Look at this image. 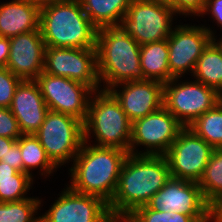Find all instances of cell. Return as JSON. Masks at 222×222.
<instances>
[{"label": "cell", "mask_w": 222, "mask_h": 222, "mask_svg": "<svg viewBox=\"0 0 222 222\" xmlns=\"http://www.w3.org/2000/svg\"><path fill=\"white\" fill-rule=\"evenodd\" d=\"M171 178L165 155L131 154L125 159L116 191L108 203L116 222H122L136 208L146 205Z\"/></svg>", "instance_id": "obj_1"}, {"label": "cell", "mask_w": 222, "mask_h": 222, "mask_svg": "<svg viewBox=\"0 0 222 222\" xmlns=\"http://www.w3.org/2000/svg\"><path fill=\"white\" fill-rule=\"evenodd\" d=\"M84 141L69 169V187L95 195L109 203L116 191L123 163L129 152L117 147L91 145Z\"/></svg>", "instance_id": "obj_2"}, {"label": "cell", "mask_w": 222, "mask_h": 222, "mask_svg": "<svg viewBox=\"0 0 222 222\" xmlns=\"http://www.w3.org/2000/svg\"><path fill=\"white\" fill-rule=\"evenodd\" d=\"M96 49L100 85L104 83L101 90L109 91L124 82L147 80L140 66L139 43L119 26L99 28Z\"/></svg>", "instance_id": "obj_3"}, {"label": "cell", "mask_w": 222, "mask_h": 222, "mask_svg": "<svg viewBox=\"0 0 222 222\" xmlns=\"http://www.w3.org/2000/svg\"><path fill=\"white\" fill-rule=\"evenodd\" d=\"M39 29L45 47L96 48L98 28L89 20L79 0L42 6Z\"/></svg>", "instance_id": "obj_4"}, {"label": "cell", "mask_w": 222, "mask_h": 222, "mask_svg": "<svg viewBox=\"0 0 222 222\" xmlns=\"http://www.w3.org/2000/svg\"><path fill=\"white\" fill-rule=\"evenodd\" d=\"M83 128L84 141L90 142L92 132L97 143L94 145L117 147L130 153L132 122L110 91L99 90L91 94Z\"/></svg>", "instance_id": "obj_5"}, {"label": "cell", "mask_w": 222, "mask_h": 222, "mask_svg": "<svg viewBox=\"0 0 222 222\" xmlns=\"http://www.w3.org/2000/svg\"><path fill=\"white\" fill-rule=\"evenodd\" d=\"M34 135L58 168L68 161L73 162L79 153L84 142L83 122L70 115L49 110Z\"/></svg>", "instance_id": "obj_6"}, {"label": "cell", "mask_w": 222, "mask_h": 222, "mask_svg": "<svg viewBox=\"0 0 222 222\" xmlns=\"http://www.w3.org/2000/svg\"><path fill=\"white\" fill-rule=\"evenodd\" d=\"M178 79L180 77H174L164 83L163 106L184 127H188L199 116L213 109L221 98L215 89L201 82L196 80L183 82Z\"/></svg>", "instance_id": "obj_7"}, {"label": "cell", "mask_w": 222, "mask_h": 222, "mask_svg": "<svg viewBox=\"0 0 222 222\" xmlns=\"http://www.w3.org/2000/svg\"><path fill=\"white\" fill-rule=\"evenodd\" d=\"M174 15L171 7L147 0H132L119 27L143 45L168 39Z\"/></svg>", "instance_id": "obj_8"}, {"label": "cell", "mask_w": 222, "mask_h": 222, "mask_svg": "<svg viewBox=\"0 0 222 222\" xmlns=\"http://www.w3.org/2000/svg\"><path fill=\"white\" fill-rule=\"evenodd\" d=\"M184 126L164 107L132 122L130 153L165 155ZM146 147L145 151L137 146Z\"/></svg>", "instance_id": "obj_9"}, {"label": "cell", "mask_w": 222, "mask_h": 222, "mask_svg": "<svg viewBox=\"0 0 222 222\" xmlns=\"http://www.w3.org/2000/svg\"><path fill=\"white\" fill-rule=\"evenodd\" d=\"M44 72L81 82L101 90L96 48L45 47Z\"/></svg>", "instance_id": "obj_10"}, {"label": "cell", "mask_w": 222, "mask_h": 222, "mask_svg": "<svg viewBox=\"0 0 222 222\" xmlns=\"http://www.w3.org/2000/svg\"><path fill=\"white\" fill-rule=\"evenodd\" d=\"M213 150L190 128L184 127L165 154L171 177L198 183Z\"/></svg>", "instance_id": "obj_11"}, {"label": "cell", "mask_w": 222, "mask_h": 222, "mask_svg": "<svg viewBox=\"0 0 222 222\" xmlns=\"http://www.w3.org/2000/svg\"><path fill=\"white\" fill-rule=\"evenodd\" d=\"M35 81L50 111L70 115L85 122L89 99L94 92L89 86L44 71Z\"/></svg>", "instance_id": "obj_12"}, {"label": "cell", "mask_w": 222, "mask_h": 222, "mask_svg": "<svg viewBox=\"0 0 222 222\" xmlns=\"http://www.w3.org/2000/svg\"><path fill=\"white\" fill-rule=\"evenodd\" d=\"M215 33L206 26L176 25L168 37V64L170 75L183 77L184 73H193L198 58L212 40Z\"/></svg>", "instance_id": "obj_13"}, {"label": "cell", "mask_w": 222, "mask_h": 222, "mask_svg": "<svg viewBox=\"0 0 222 222\" xmlns=\"http://www.w3.org/2000/svg\"><path fill=\"white\" fill-rule=\"evenodd\" d=\"M40 222H116L102 198L76 192L66 186Z\"/></svg>", "instance_id": "obj_14"}, {"label": "cell", "mask_w": 222, "mask_h": 222, "mask_svg": "<svg viewBox=\"0 0 222 222\" xmlns=\"http://www.w3.org/2000/svg\"><path fill=\"white\" fill-rule=\"evenodd\" d=\"M146 205L156 211L178 212L188 216H211V206L205 200L198 183L173 177Z\"/></svg>", "instance_id": "obj_15"}, {"label": "cell", "mask_w": 222, "mask_h": 222, "mask_svg": "<svg viewBox=\"0 0 222 222\" xmlns=\"http://www.w3.org/2000/svg\"><path fill=\"white\" fill-rule=\"evenodd\" d=\"M120 86L122 89H117ZM109 91L120 102L131 122L163 106L164 83L156 80L124 82L112 87Z\"/></svg>", "instance_id": "obj_16"}, {"label": "cell", "mask_w": 222, "mask_h": 222, "mask_svg": "<svg viewBox=\"0 0 222 222\" xmlns=\"http://www.w3.org/2000/svg\"><path fill=\"white\" fill-rule=\"evenodd\" d=\"M6 68L22 80H35L44 71L45 43L40 29L9 38Z\"/></svg>", "instance_id": "obj_17"}, {"label": "cell", "mask_w": 222, "mask_h": 222, "mask_svg": "<svg viewBox=\"0 0 222 222\" xmlns=\"http://www.w3.org/2000/svg\"><path fill=\"white\" fill-rule=\"evenodd\" d=\"M22 134H35L49 111L35 80H22L9 107Z\"/></svg>", "instance_id": "obj_18"}, {"label": "cell", "mask_w": 222, "mask_h": 222, "mask_svg": "<svg viewBox=\"0 0 222 222\" xmlns=\"http://www.w3.org/2000/svg\"><path fill=\"white\" fill-rule=\"evenodd\" d=\"M0 4V37L11 38L39 29L40 7L31 0Z\"/></svg>", "instance_id": "obj_19"}, {"label": "cell", "mask_w": 222, "mask_h": 222, "mask_svg": "<svg viewBox=\"0 0 222 222\" xmlns=\"http://www.w3.org/2000/svg\"><path fill=\"white\" fill-rule=\"evenodd\" d=\"M168 39L140 45V66L147 80L169 82Z\"/></svg>", "instance_id": "obj_20"}, {"label": "cell", "mask_w": 222, "mask_h": 222, "mask_svg": "<svg viewBox=\"0 0 222 222\" xmlns=\"http://www.w3.org/2000/svg\"><path fill=\"white\" fill-rule=\"evenodd\" d=\"M132 0H79L89 20L99 29L119 26Z\"/></svg>", "instance_id": "obj_21"}, {"label": "cell", "mask_w": 222, "mask_h": 222, "mask_svg": "<svg viewBox=\"0 0 222 222\" xmlns=\"http://www.w3.org/2000/svg\"><path fill=\"white\" fill-rule=\"evenodd\" d=\"M192 75L196 81L222 92V48L216 41L203 50Z\"/></svg>", "instance_id": "obj_22"}, {"label": "cell", "mask_w": 222, "mask_h": 222, "mask_svg": "<svg viewBox=\"0 0 222 222\" xmlns=\"http://www.w3.org/2000/svg\"><path fill=\"white\" fill-rule=\"evenodd\" d=\"M23 160V173L33 176L32 169H39L43 176H50L56 171V166L48 158L45 149L34 134H23L17 139ZM39 167V168H38Z\"/></svg>", "instance_id": "obj_23"}, {"label": "cell", "mask_w": 222, "mask_h": 222, "mask_svg": "<svg viewBox=\"0 0 222 222\" xmlns=\"http://www.w3.org/2000/svg\"><path fill=\"white\" fill-rule=\"evenodd\" d=\"M214 149L222 148V100L188 126Z\"/></svg>", "instance_id": "obj_24"}, {"label": "cell", "mask_w": 222, "mask_h": 222, "mask_svg": "<svg viewBox=\"0 0 222 222\" xmlns=\"http://www.w3.org/2000/svg\"><path fill=\"white\" fill-rule=\"evenodd\" d=\"M198 185L210 206L222 197V148L213 150Z\"/></svg>", "instance_id": "obj_25"}, {"label": "cell", "mask_w": 222, "mask_h": 222, "mask_svg": "<svg viewBox=\"0 0 222 222\" xmlns=\"http://www.w3.org/2000/svg\"><path fill=\"white\" fill-rule=\"evenodd\" d=\"M41 201L38 197H30L16 202H0V222H40V216L35 214Z\"/></svg>", "instance_id": "obj_26"}, {"label": "cell", "mask_w": 222, "mask_h": 222, "mask_svg": "<svg viewBox=\"0 0 222 222\" xmlns=\"http://www.w3.org/2000/svg\"><path fill=\"white\" fill-rule=\"evenodd\" d=\"M211 216H188L178 212L150 209L147 205L136 208L122 222H206Z\"/></svg>", "instance_id": "obj_27"}, {"label": "cell", "mask_w": 222, "mask_h": 222, "mask_svg": "<svg viewBox=\"0 0 222 222\" xmlns=\"http://www.w3.org/2000/svg\"><path fill=\"white\" fill-rule=\"evenodd\" d=\"M33 180L29 174L17 172L16 181L0 182V202H16L30 198L25 195L32 187Z\"/></svg>", "instance_id": "obj_28"}, {"label": "cell", "mask_w": 222, "mask_h": 222, "mask_svg": "<svg viewBox=\"0 0 222 222\" xmlns=\"http://www.w3.org/2000/svg\"><path fill=\"white\" fill-rule=\"evenodd\" d=\"M22 81L8 68L0 67V107L9 108L16 88Z\"/></svg>", "instance_id": "obj_29"}, {"label": "cell", "mask_w": 222, "mask_h": 222, "mask_svg": "<svg viewBox=\"0 0 222 222\" xmlns=\"http://www.w3.org/2000/svg\"><path fill=\"white\" fill-rule=\"evenodd\" d=\"M22 135L12 111L9 108L0 107V136L17 140Z\"/></svg>", "instance_id": "obj_30"}, {"label": "cell", "mask_w": 222, "mask_h": 222, "mask_svg": "<svg viewBox=\"0 0 222 222\" xmlns=\"http://www.w3.org/2000/svg\"><path fill=\"white\" fill-rule=\"evenodd\" d=\"M206 0H173V10L176 14L200 16ZM197 14V15H196Z\"/></svg>", "instance_id": "obj_31"}, {"label": "cell", "mask_w": 222, "mask_h": 222, "mask_svg": "<svg viewBox=\"0 0 222 222\" xmlns=\"http://www.w3.org/2000/svg\"><path fill=\"white\" fill-rule=\"evenodd\" d=\"M0 161L7 163L18 172H23V160L20 146L17 141L8 149L5 157H2Z\"/></svg>", "instance_id": "obj_32"}, {"label": "cell", "mask_w": 222, "mask_h": 222, "mask_svg": "<svg viewBox=\"0 0 222 222\" xmlns=\"http://www.w3.org/2000/svg\"><path fill=\"white\" fill-rule=\"evenodd\" d=\"M203 14H211V18L218 23V27H222V0H206L200 16L203 17Z\"/></svg>", "instance_id": "obj_33"}, {"label": "cell", "mask_w": 222, "mask_h": 222, "mask_svg": "<svg viewBox=\"0 0 222 222\" xmlns=\"http://www.w3.org/2000/svg\"><path fill=\"white\" fill-rule=\"evenodd\" d=\"M18 171L5 162L0 161V182L16 181Z\"/></svg>", "instance_id": "obj_34"}, {"label": "cell", "mask_w": 222, "mask_h": 222, "mask_svg": "<svg viewBox=\"0 0 222 222\" xmlns=\"http://www.w3.org/2000/svg\"><path fill=\"white\" fill-rule=\"evenodd\" d=\"M10 40L0 37V67H6L9 58Z\"/></svg>", "instance_id": "obj_35"}, {"label": "cell", "mask_w": 222, "mask_h": 222, "mask_svg": "<svg viewBox=\"0 0 222 222\" xmlns=\"http://www.w3.org/2000/svg\"><path fill=\"white\" fill-rule=\"evenodd\" d=\"M212 222H222V197L211 206Z\"/></svg>", "instance_id": "obj_36"}, {"label": "cell", "mask_w": 222, "mask_h": 222, "mask_svg": "<svg viewBox=\"0 0 222 222\" xmlns=\"http://www.w3.org/2000/svg\"><path fill=\"white\" fill-rule=\"evenodd\" d=\"M16 139H9L0 136V160L5 157L8 149L16 142Z\"/></svg>", "instance_id": "obj_37"}, {"label": "cell", "mask_w": 222, "mask_h": 222, "mask_svg": "<svg viewBox=\"0 0 222 222\" xmlns=\"http://www.w3.org/2000/svg\"><path fill=\"white\" fill-rule=\"evenodd\" d=\"M31 1L41 8L42 6H45L51 3H58V2L67 1V0H31Z\"/></svg>", "instance_id": "obj_38"}, {"label": "cell", "mask_w": 222, "mask_h": 222, "mask_svg": "<svg viewBox=\"0 0 222 222\" xmlns=\"http://www.w3.org/2000/svg\"><path fill=\"white\" fill-rule=\"evenodd\" d=\"M147 1L154 2L156 4H161L164 6H168L173 9V0H147Z\"/></svg>", "instance_id": "obj_39"}, {"label": "cell", "mask_w": 222, "mask_h": 222, "mask_svg": "<svg viewBox=\"0 0 222 222\" xmlns=\"http://www.w3.org/2000/svg\"><path fill=\"white\" fill-rule=\"evenodd\" d=\"M219 40V41H218ZM215 41H217V43L220 45V47L222 48V38L220 39H217V40H215Z\"/></svg>", "instance_id": "obj_40"}]
</instances>
